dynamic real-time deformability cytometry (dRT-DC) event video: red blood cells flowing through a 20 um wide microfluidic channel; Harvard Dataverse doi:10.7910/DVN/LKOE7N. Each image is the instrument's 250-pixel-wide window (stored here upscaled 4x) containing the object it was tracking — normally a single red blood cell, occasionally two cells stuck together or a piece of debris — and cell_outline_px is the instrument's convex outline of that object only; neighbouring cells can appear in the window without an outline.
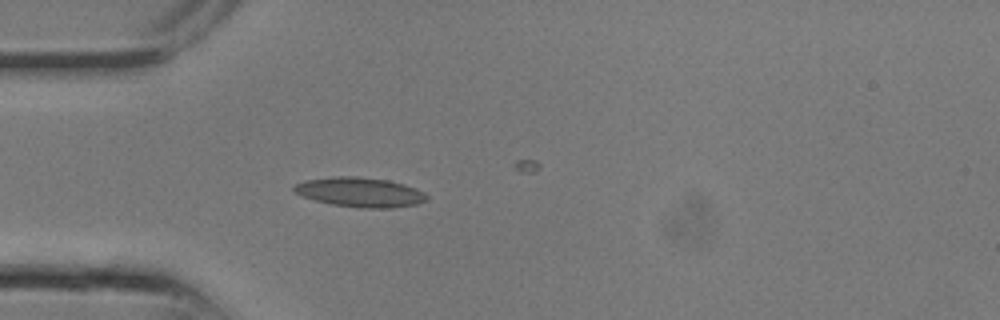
{"species": "common noctule bat (a hibernating species)", "species_latin": "Nyctalus noctula", "temperature_condition": "room temperature", "stored_images_in_passage": 14, "camera_frame_rate_fps": 3000, "um_per_image_px": 0.085, "animal": {"sex": "male", "body_mass_g": 13.3}, "frame": {"image": 1, "passage_image": 1, "time_ms": 0.0, "image_size_px": [1000, 320], "cell_outline_px": [[428, 200], [416, 204], [392, 208], [360, 208], [332, 204], [316, 200], [304, 196], [296, 192], [292, 188], [296, 184], [304, 180], [332, 176], [356, 176], [388, 180], [404, 184], [416, 188], [424, 192], [428, 196]], "centroid_in_image_um": [30.63, 16.33], "position_along_channel_um": 54.4, "area_um2": 22.89}}
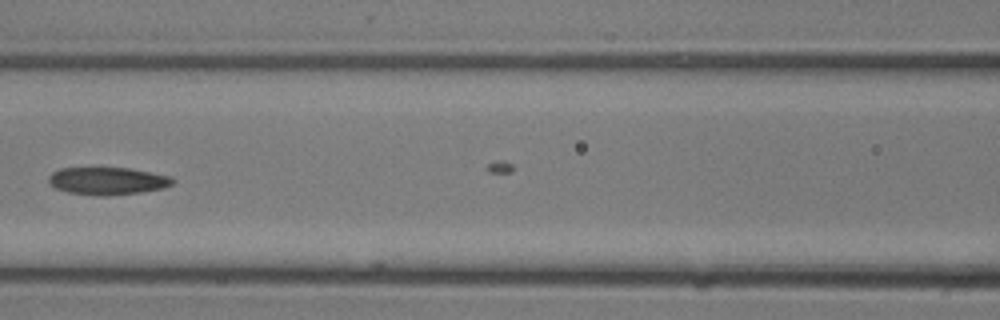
{"frame": {"image": 2, "passage_image": 5, "time_ms": 1.333, "image_size_px": [1000, 320], "cell_outline_px": [[176, 180], [172, 184], [164, 188], [140, 192], [108, 196], [104, 196], [68, 192], [56, 188], [48, 180], [48, 176], [52, 172], [60, 168], [128, 168], [172, 176]], "centroid_in_image_um": [9.17, 15.37], "position_along_channel_um": 157.4, "area_um2": 19.83}}
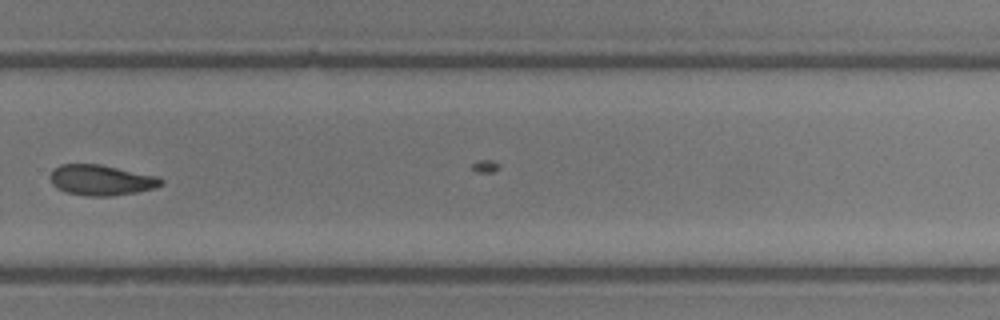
{"frame": {"image": 3, "passage_image": 11, "time_ms": 3.333, "image_size_px": [1000, 320], "cell_outline_px": [[164, 184], [152, 188], [136, 192], [108, 196], [88, 196], [64, 192], [56, 188], [52, 184], [48, 176], [60, 164], [100, 164], [156, 176], [164, 180]], "centroid_in_image_um": [8.56, 15.31], "position_along_channel_um": 321.2, "area_um2": 19.65}}